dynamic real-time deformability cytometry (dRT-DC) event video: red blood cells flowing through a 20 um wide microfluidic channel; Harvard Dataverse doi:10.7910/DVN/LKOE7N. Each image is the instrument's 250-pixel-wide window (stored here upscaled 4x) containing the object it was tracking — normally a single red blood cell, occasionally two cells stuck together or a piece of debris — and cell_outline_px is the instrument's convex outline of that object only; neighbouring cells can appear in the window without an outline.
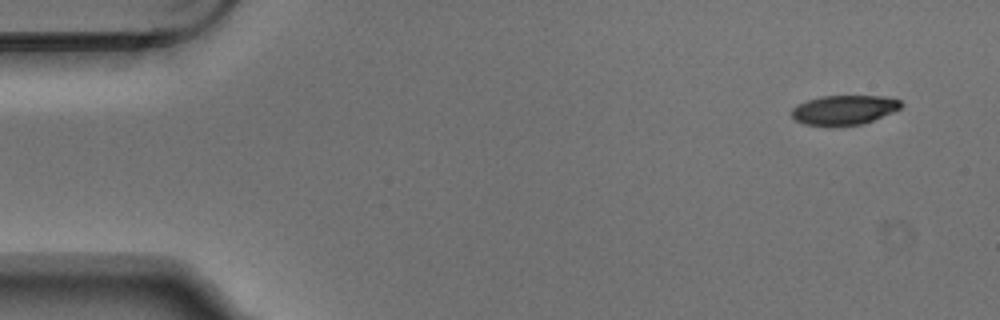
{"species": "Egyptian fruit bat (a non-hibernating species)", "species_latin": "Rousettus aegyptiacus", "temperature_condition": "warm", "stored_images_in_passage": 5, "camera_frame_rate_fps": 3000, "um_per_image_px": 0.085, "animal": {"sex": "male"}, "frame": {"image": 1, "passage_image": 1, "time_ms": 0.0, "image_size_px": [1000, 320], "cell_outline_px": [[904, 104], [900, 108], [892, 112], [872, 120], [860, 124], [804, 124], [796, 120], [792, 116], [792, 108], [808, 100], [820, 96], [884, 96], [900, 100]], "centroid_in_image_um": [71.78, 9.31], "position_along_channel_um": 13.2, "area_um2": 18.21}}
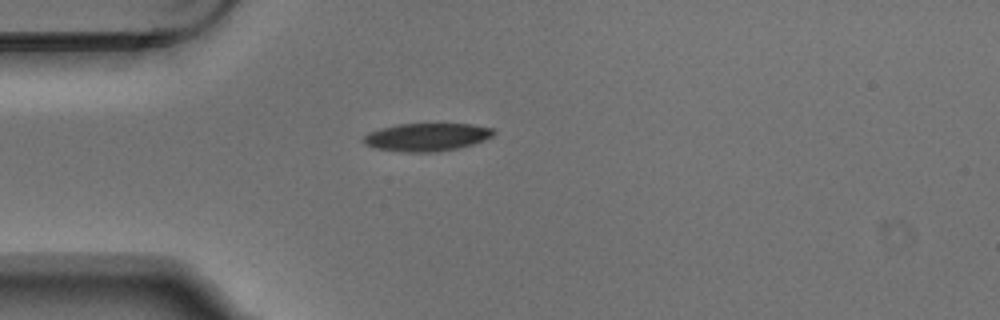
{"frame": {"image": 2, "passage_image": 4, "time_ms": 1.0, "image_size_px": [1000, 320], "cell_outline_px": [[496, 132], [492, 136], [484, 140], [460, 148], [436, 152], [400, 152], [376, 148], [364, 144], [360, 140], [368, 132], [380, 128], [400, 124], [472, 124], [492, 128]], "centroid_in_image_um": [36.25, 11.66], "position_along_channel_um": 48.8, "area_um2": 21.33}}